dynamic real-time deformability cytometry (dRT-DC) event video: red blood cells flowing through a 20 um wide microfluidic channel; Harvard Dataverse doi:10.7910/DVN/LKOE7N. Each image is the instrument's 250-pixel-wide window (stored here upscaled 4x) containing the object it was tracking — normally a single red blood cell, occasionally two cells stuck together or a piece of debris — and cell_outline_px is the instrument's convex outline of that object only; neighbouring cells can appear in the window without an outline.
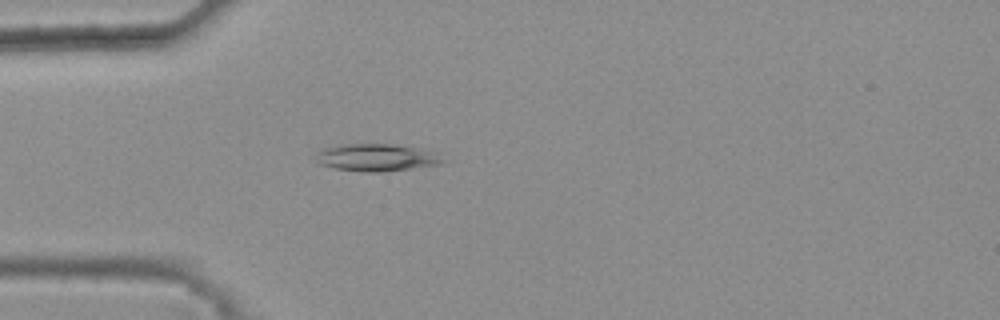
{"species": "common noctule bat (a hibernating species)", "species_latin": "Nyctalus noctula", "temperature_condition": "warm", "stored_images_in_passage": 33, "camera_frame_rate_fps": 3000, "um_per_image_px": 0.085, "animal": {"sex": "female", "body_mass_g": 25.1}, "frame": {"image": 1, "passage_image": 2, "time_ms": 0.333, "image_size_px": [1000, 320], "cell_outline_px": [[444, 160], [440, 164], [412, 168], [380, 172], [368, 172], [336, 168], [320, 164], [316, 160], [316, 152], [324, 148], [340, 144], [392, 144], [416, 148], [432, 152]], "centroid_in_image_um": [31.94, 13.38], "position_along_channel_um": 53.1, "area_um2": 19.83}}
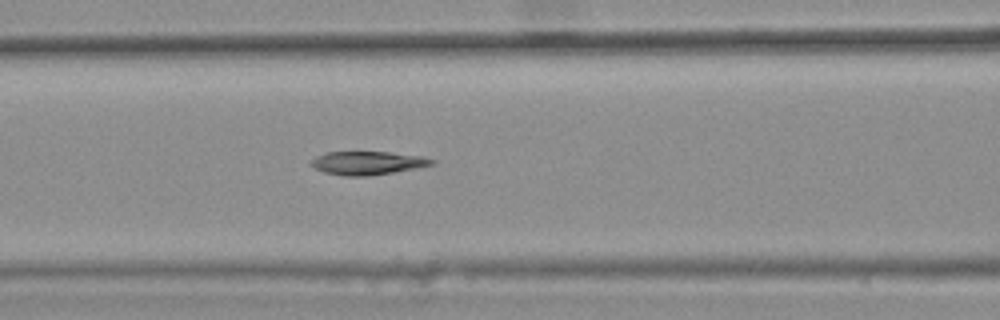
{"frame": {"image": 2, "passage_image": 9, "time_ms": 2.667, "image_size_px": [1000, 320], "cell_outline_px": [[436, 164], [416, 168], [368, 176], [340, 176], [324, 172], [308, 164], [316, 156], [328, 152], [388, 152], [420, 156], [436, 160]], "centroid_in_image_um": [31.23, 13.86], "position_along_channel_um": 135.4, "area_um2": 16.42}}
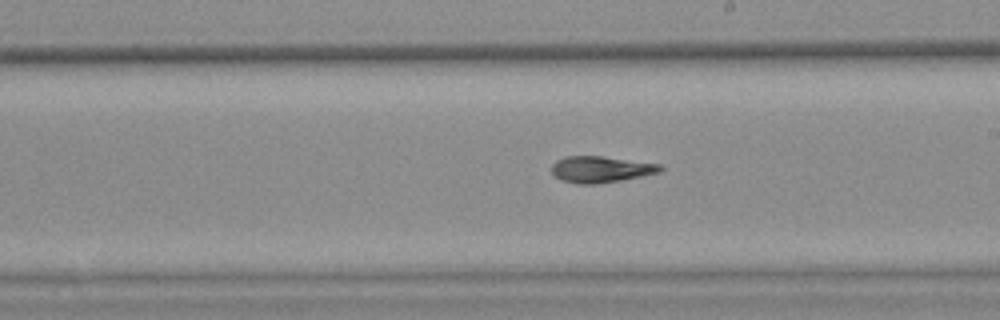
{"frame": {"image": 3, "passage_image": 17, "time_ms": 5.333, "image_size_px": [1000, 320], "cell_outline_px": [[664, 168], [660, 172], [620, 180], [596, 184], [576, 184], [560, 180], [552, 172], [552, 164], [556, 160], [564, 156], [604, 156], [660, 164]], "centroid_in_image_um": [51.04, 14.39], "position_along_channel_um": 238.0, "area_um2": 16.7}, "authors_computed_cell_mechanics": {"area_um2": 16.6464, "velocity_mm_per_s": 3.855, "shape_relaxation_time_tau1_ms": 9.1148, "shape_relaxation_time_tau2_ms": 5.0567, "deformation_change_tau1": 0.2521, "deformation_change_tau2": 0.1195}}